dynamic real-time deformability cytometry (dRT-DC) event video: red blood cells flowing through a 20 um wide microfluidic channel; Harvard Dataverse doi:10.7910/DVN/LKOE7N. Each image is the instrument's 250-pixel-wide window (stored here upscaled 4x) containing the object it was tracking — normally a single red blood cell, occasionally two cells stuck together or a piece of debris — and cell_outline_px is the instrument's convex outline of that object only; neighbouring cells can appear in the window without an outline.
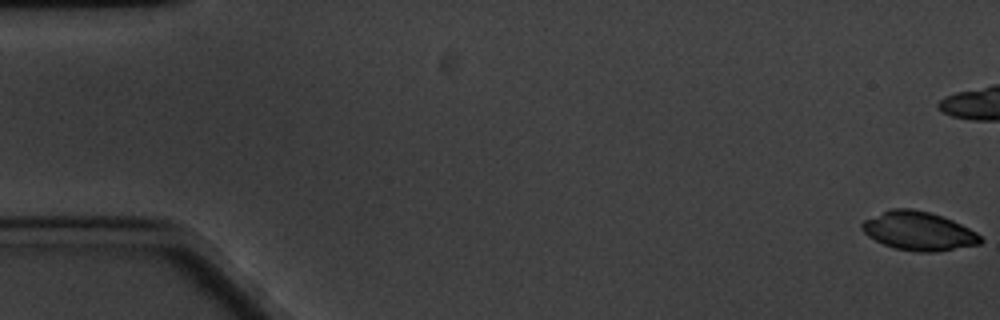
{"species": "common noctule bat (a hibernating species)", "species_latin": "Nyctalus noctula", "temperature_condition": "cold", "stored_images_in_passage": 62, "camera_frame_rate_fps": 3000, "um_per_image_px": 0.085, "animal": {"sex": "male", "body_mass_g": 20.1, "forearm_length_mm": 53.5}, "frame": {"image": 1, "passage_image": 1, "time_ms": 0.0, "image_size_px": [1000, 320], "cell_outline_px": [[984, 240], [980, 244], [936, 252], [916, 252], [896, 248], [884, 244], [868, 236], [860, 228], [860, 224], [864, 220], [892, 208], [912, 208], [928, 212], [952, 220], [976, 232]], "centroid_in_image_um": [78.08, 19.64], "position_along_channel_um": 6.9, "area_um2": 26.53}, "authors_computed_cell_mechanics": {"area_um2": 29.7959, "velocity_mm_per_s": 3.287, "shape_relaxation_time_tau1_ms": null, "shape_relaxation_time_tau2_ms": 4.9163, "deformation_change_tau1": null, "deformation_change_tau2": 0.0664}}